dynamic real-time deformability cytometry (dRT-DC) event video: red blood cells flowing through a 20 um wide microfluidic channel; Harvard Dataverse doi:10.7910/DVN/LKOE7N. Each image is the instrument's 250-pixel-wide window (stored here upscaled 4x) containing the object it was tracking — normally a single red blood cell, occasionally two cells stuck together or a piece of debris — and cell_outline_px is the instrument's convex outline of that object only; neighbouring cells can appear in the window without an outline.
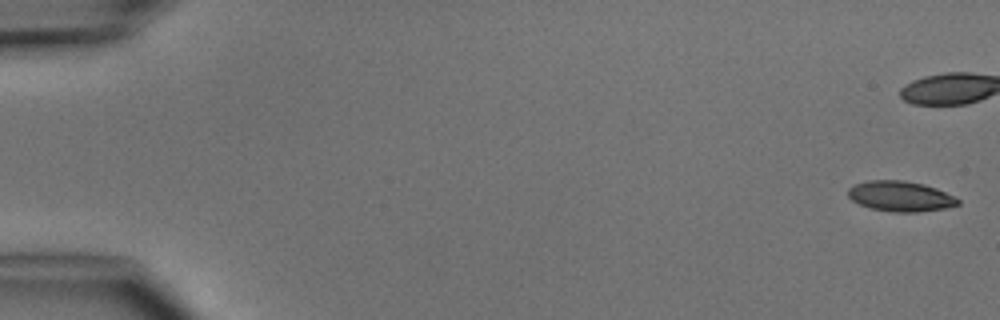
{"species": "common noctule bat (a hibernating species)", "species_latin": "Nyctalus noctula", "temperature_condition": "cold", "stored_images_in_passage": 6, "segment_of_instrument_passage": [2, 2], "camera_frame_rate_fps": 3000, "um_per_image_px": 0.085, "animal": {"sex": "male", "body_mass_g": 15.6}, "frame": {"image": 1, "passage_image": 6, "time_ms": 6.0, "image_size_px": [1000, 320], "cell_outline_px": [[960, 204], [944, 208], [916, 212], [892, 212], [872, 208], [860, 204], [852, 200], [848, 196], [848, 188], [856, 184], [868, 180], [904, 180], [924, 184], [936, 188], [956, 196], [960, 200]], "centroid_in_image_um": [76.56, 16.67], "position_along_channel_um": 8.4, "area_um2": 19.42}}